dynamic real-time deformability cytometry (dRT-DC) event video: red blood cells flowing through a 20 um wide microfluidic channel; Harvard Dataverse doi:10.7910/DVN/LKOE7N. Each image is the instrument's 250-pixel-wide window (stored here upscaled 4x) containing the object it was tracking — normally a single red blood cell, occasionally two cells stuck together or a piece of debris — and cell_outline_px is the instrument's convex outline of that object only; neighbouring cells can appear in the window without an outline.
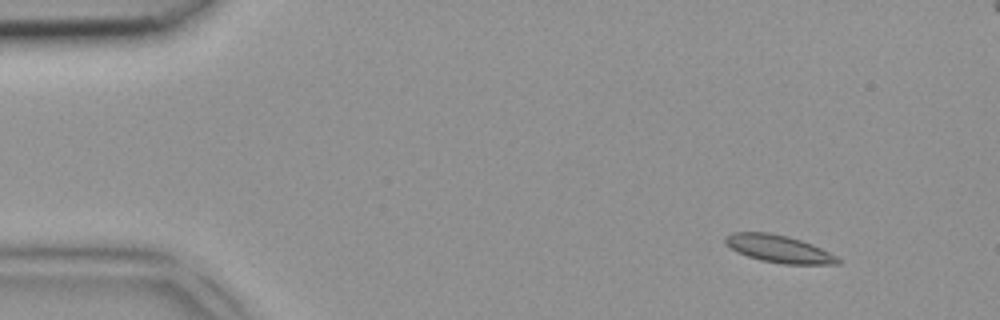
{"species": "common noctule bat (a hibernating species)", "species_latin": "Nyctalus noctula", "temperature_condition": "room temperature", "stored_images_in_passage": 4, "camera_frame_rate_fps": 3000, "um_per_image_px": 0.085, "animal": {"sex": "female", "body_mass_g": 18.4}, "frame": {"image": 1, "passage_image": 1, "time_ms": 0.0, "image_size_px": [1000, 320], "cell_outline_px": [[840, 264], [784, 264], [760, 260], [736, 252], [724, 240], [724, 236], [732, 232], [768, 232], [788, 236], [812, 244], [836, 256], [840, 260]], "centroid_in_image_um": [66.18, 21.14], "position_along_channel_um": 18.8, "area_um2": 17.86}}